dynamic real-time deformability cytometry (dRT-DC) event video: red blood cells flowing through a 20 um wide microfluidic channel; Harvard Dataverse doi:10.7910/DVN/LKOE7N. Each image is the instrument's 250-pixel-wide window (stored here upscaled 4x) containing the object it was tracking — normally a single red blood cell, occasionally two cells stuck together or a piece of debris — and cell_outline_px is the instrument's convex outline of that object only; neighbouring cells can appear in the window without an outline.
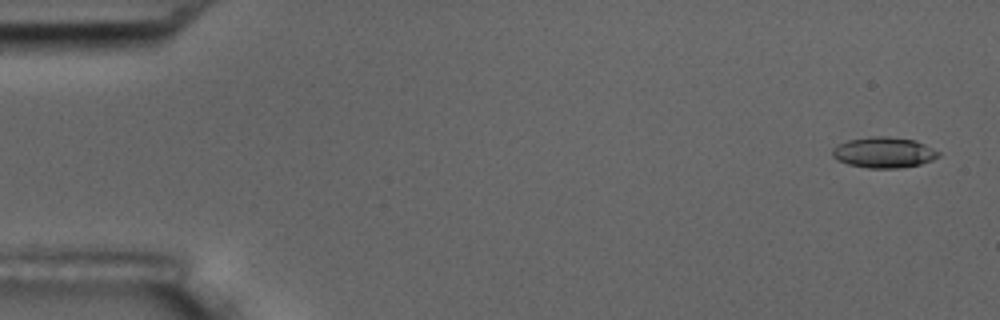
{"species": "common noctule bat (a hibernating species)", "species_latin": "Nyctalus noctula", "temperature_condition": "room temperature", "stored_images_in_passage": 5, "camera_frame_rate_fps": 3000, "um_per_image_px": 0.085, "animal": {"sex": "male", "body_mass_g": 17.5, "forearm_length_mm": 52.3}, "frame": {"image": 1, "passage_image": 1, "time_ms": 0.0, "image_size_px": [1000, 320], "cell_outline_px": [[940, 156], [932, 160], [920, 164], [900, 168], [868, 168], [848, 164], [836, 160], [832, 156], [832, 148], [848, 140], [876, 136], [888, 136], [916, 140], [940, 152]], "centroid_in_image_um": [75.13, 12.96], "position_along_channel_um": 9.9, "area_um2": 19.02}}
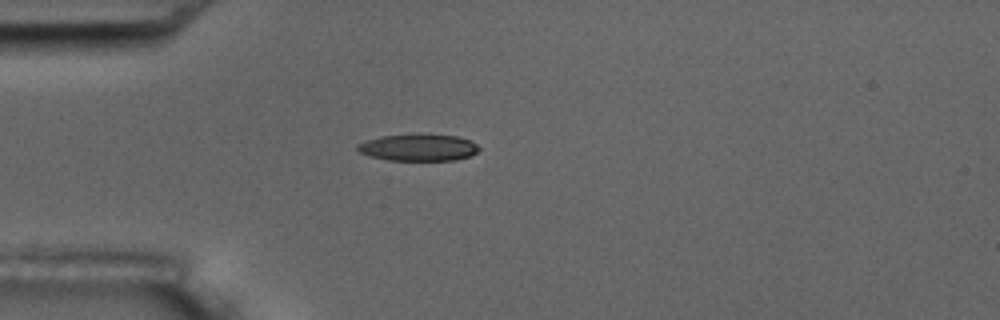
{"frame": {"image": 2, "passage_image": 4, "time_ms": 4.333, "image_size_px": [1000, 320], "cell_outline_px": [[480, 148], [476, 152], [468, 156], [456, 160], [388, 160], [368, 156], [360, 152], [356, 148], [356, 144], [380, 136], [456, 136], [472, 140]], "centroid_in_image_um": [35.55, 12.57], "position_along_channel_um": 49.5, "area_um2": 18.38}}